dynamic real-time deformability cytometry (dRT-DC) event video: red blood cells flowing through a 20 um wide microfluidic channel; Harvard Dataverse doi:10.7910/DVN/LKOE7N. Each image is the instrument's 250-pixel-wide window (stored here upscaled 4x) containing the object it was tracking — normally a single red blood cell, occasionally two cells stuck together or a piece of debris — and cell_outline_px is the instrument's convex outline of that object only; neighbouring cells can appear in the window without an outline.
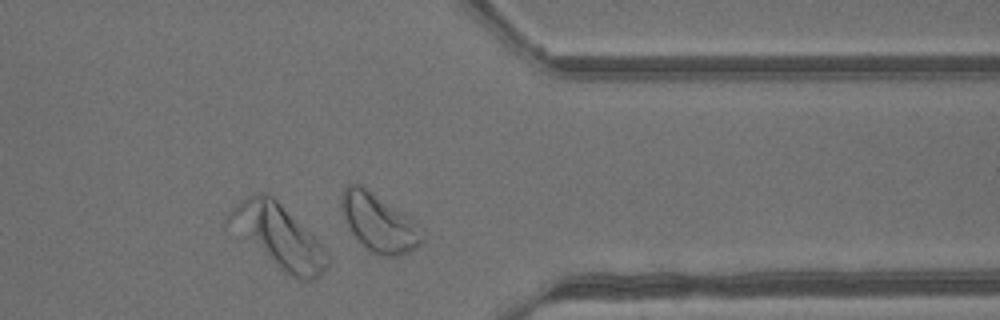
{"species": "common noctule bat (a hibernating species)", "species_latin": "Nyctalus noctula", "temperature_condition": "warm", "stored_images_in_passage": 31, "camera_frame_rate_fps": 3000, "um_per_image_px": 0.085, "animal": {"sex": "male", "body_mass_g": 13.3}, "frame": {"image": 1, "passage_image": 27, "time_ms": 8.667, "image_size_px": [1000, 320], "cell_outline_px": [[328, 268], [324, 272], [312, 280], [300, 280], [292, 276], [280, 268], [224, 224], [224, 220], [248, 196], [260, 192], [264, 192], [272, 196], [328, 252]], "centroid_in_image_um": [23.66, 20.11], "position_along_channel_um": 387.7, "area_um2": 34.91}}